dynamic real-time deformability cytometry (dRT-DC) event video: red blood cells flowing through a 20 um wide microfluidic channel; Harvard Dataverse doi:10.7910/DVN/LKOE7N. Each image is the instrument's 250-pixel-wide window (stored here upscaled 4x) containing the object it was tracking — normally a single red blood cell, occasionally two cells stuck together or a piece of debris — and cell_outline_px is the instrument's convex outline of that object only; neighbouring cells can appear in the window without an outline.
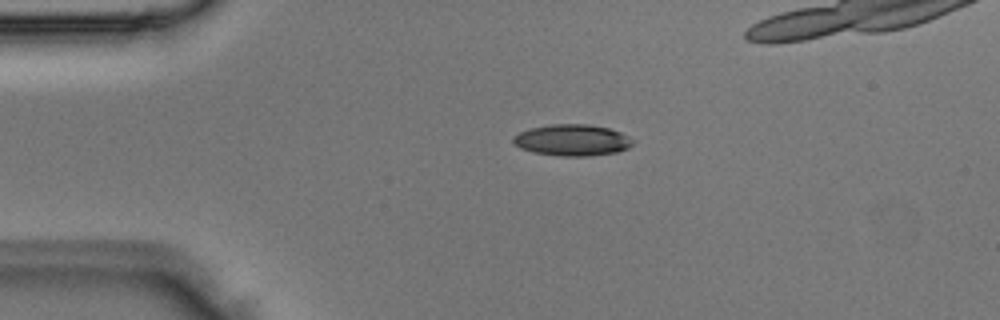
{"species": "Egyptian fruit bat (a non-hibernating species)", "species_latin": "Rousettus aegyptiacus", "temperature_condition": "room temperature", "stored_images_in_passage": 2, "camera_frame_rate_fps": 3000, "um_per_image_px": 0.085, "animal": {"sex": "male"}, "frame": {"image": 1, "passage_image": 1, "time_ms": 0.0, "image_size_px": [1000, 320], "cell_outline_px": [[636, 140], [628, 148], [616, 152], [588, 156], [560, 156], [536, 152], [520, 148], [512, 140], [512, 136], [520, 132], [532, 128], [552, 124], [588, 124], [608, 128], [620, 132]], "centroid_in_image_um": [48.67, 11.91], "position_along_channel_um": 36.3, "area_um2": 21.73}}